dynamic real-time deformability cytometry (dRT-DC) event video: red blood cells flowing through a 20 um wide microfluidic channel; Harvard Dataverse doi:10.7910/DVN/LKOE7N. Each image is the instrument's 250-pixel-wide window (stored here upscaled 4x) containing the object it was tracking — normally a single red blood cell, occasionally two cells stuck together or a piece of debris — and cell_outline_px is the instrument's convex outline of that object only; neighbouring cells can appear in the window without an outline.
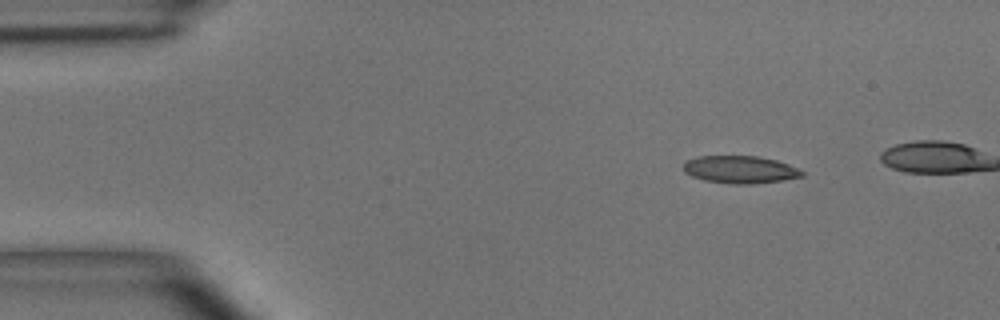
{"species": "common noctule bat (a hibernating species)", "species_latin": "Nyctalus noctula", "temperature_condition": "room temperature", "stored_images_in_passage": 5, "camera_frame_rate_fps": 3000, "um_per_image_px": 0.085, "animal": {"sex": "male", "body_mass_g": 15.6}, "frame": {"image": 1, "passage_image": 1, "time_ms": 0.0, "image_size_px": [1000, 320], "cell_outline_px": [[804, 176], [784, 180], [752, 184], [732, 184], [704, 180], [692, 176], [684, 172], [684, 164], [688, 160], [696, 156], [760, 156], [776, 160], [788, 164], [804, 172]], "centroid_in_image_um": [62.92, 14.41], "position_along_channel_um": 22.1, "area_um2": 19.02}}
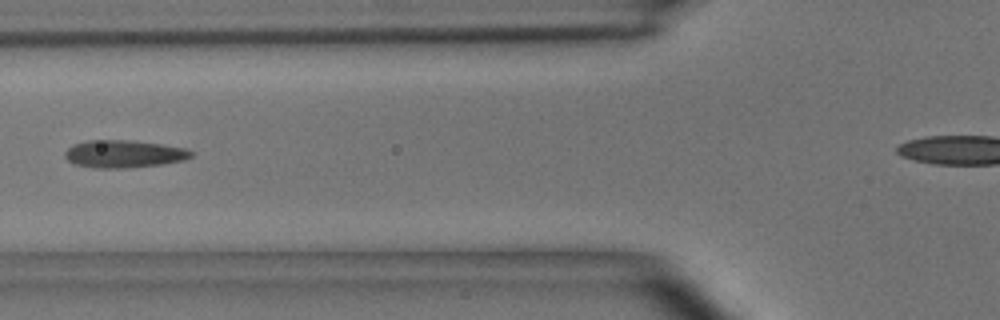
{"frame": {"image": 2, "passage_image": 4, "time_ms": 4.333, "image_size_px": [1000, 320], "cell_outline_px": [[192, 156], [184, 160], [164, 164], [124, 168], [92, 168], [76, 164], [68, 160], [64, 156], [64, 152], [72, 144], [84, 140], [132, 140], [160, 144], [184, 148], [192, 152]], "centroid_in_image_um": [10.48, 13.08], "position_along_channel_um": 115.3, "area_um2": 20.35}}